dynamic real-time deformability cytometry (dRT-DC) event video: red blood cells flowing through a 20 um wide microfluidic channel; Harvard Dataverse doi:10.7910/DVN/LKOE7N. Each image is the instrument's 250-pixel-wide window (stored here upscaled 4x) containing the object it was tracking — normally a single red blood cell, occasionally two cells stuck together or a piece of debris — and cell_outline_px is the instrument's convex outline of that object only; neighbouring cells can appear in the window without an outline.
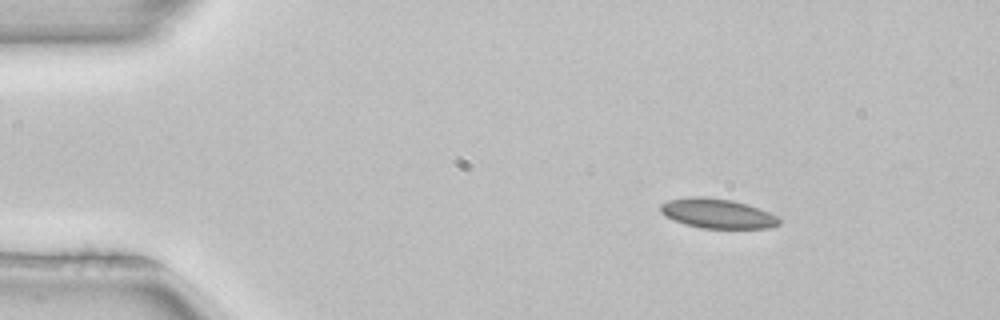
{"species": "common noctule bat (a hibernating species)", "species_latin": "Nyctalus noctula", "temperature_condition": "room temperature", "stored_images_in_passage": 45, "camera_frame_rate_fps": 3000, "um_per_image_px": 0.085, "animal": {"sex": "female", "body_mass_g": 22.7, "forearm_length_mm": 54.2}, "frame": {"image": 1, "passage_image": 1, "time_ms": 0.0, "image_size_px": [1000, 320], "cell_outline_px": [[780, 224], [768, 228], [700, 228], [684, 224], [664, 216], [660, 212], [660, 204], [668, 200], [692, 196], [704, 196], [732, 200], [748, 204], [760, 208], [776, 216], [780, 220]], "centroid_in_image_um": [60.95, 18.14], "position_along_channel_um": 24.1, "area_um2": 20.63}}
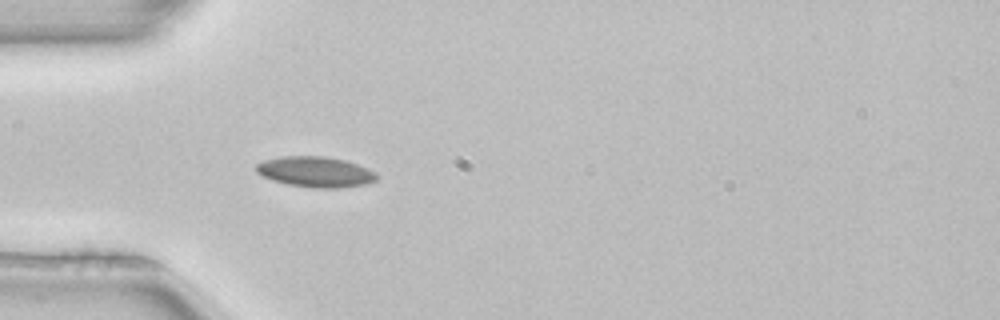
{"frame": {"image": 2, "passage_image": 9, "time_ms": 2.667, "image_size_px": [1000, 320], "cell_outline_px": [[380, 176], [376, 180], [364, 184], [340, 188], [312, 188], [288, 184], [272, 180], [256, 172], [256, 164], [264, 160], [280, 156], [324, 156], [344, 160], [368, 168], [376, 172]], "centroid_in_image_um": [26.82, 14.61], "position_along_channel_um": 58.2, "area_um2": 21.5}}
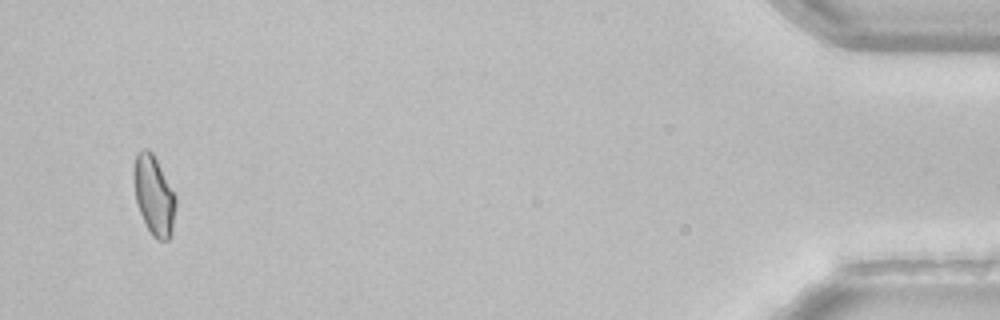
{"frame": {"image": 3, "passage_image": 43, "time_ms": 14.0, "image_size_px": [1000, 320], "cell_outline_px": [[176, 208], [172, 232], [168, 240], [156, 240], [152, 236], [140, 212], [136, 200], [132, 172], [136, 152], [140, 148], [148, 148], [152, 152], [176, 196]], "centroid_in_image_um": [13.07, 16.58], "position_along_channel_um": 422.1, "area_um2": 19.54}, "authors_computed_cell_mechanics": {"area_um2": 19.5942, "velocity_mm_per_s": 3.9879, "shape_relaxation_time_tau1_ms": null, "shape_relaxation_time_tau2_ms": 7.7261, "deformation_change_tau1": null, "deformation_change_tau2": 0.1034}}